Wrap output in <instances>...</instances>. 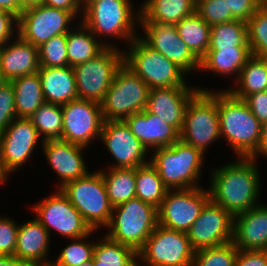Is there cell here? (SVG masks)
<instances>
[{"label":"cell","instance_id":"6da1fadb","mask_svg":"<svg viewBox=\"0 0 267 266\" xmlns=\"http://www.w3.org/2000/svg\"><path fill=\"white\" fill-rule=\"evenodd\" d=\"M253 158L237 157L235 161L213 168L210 173V199L233 217L259 205L261 172Z\"/></svg>","mask_w":267,"mask_h":266},{"label":"cell","instance_id":"7a4b0ae2","mask_svg":"<svg viewBox=\"0 0 267 266\" xmlns=\"http://www.w3.org/2000/svg\"><path fill=\"white\" fill-rule=\"evenodd\" d=\"M220 137L237 157L251 158L260 144L262 124L247 103L234 97L227 89L218 90Z\"/></svg>","mask_w":267,"mask_h":266},{"label":"cell","instance_id":"3957f363","mask_svg":"<svg viewBox=\"0 0 267 266\" xmlns=\"http://www.w3.org/2000/svg\"><path fill=\"white\" fill-rule=\"evenodd\" d=\"M133 6L132 0H97L83 11L81 21L106 47L117 48V43L103 41L109 36L127 46L139 35L140 10L134 11Z\"/></svg>","mask_w":267,"mask_h":266},{"label":"cell","instance_id":"277c9868","mask_svg":"<svg viewBox=\"0 0 267 266\" xmlns=\"http://www.w3.org/2000/svg\"><path fill=\"white\" fill-rule=\"evenodd\" d=\"M150 163L169 190L199 188L204 155L199 149L178 140L171 146L153 149Z\"/></svg>","mask_w":267,"mask_h":266},{"label":"cell","instance_id":"5b68a950","mask_svg":"<svg viewBox=\"0 0 267 266\" xmlns=\"http://www.w3.org/2000/svg\"><path fill=\"white\" fill-rule=\"evenodd\" d=\"M127 50V51H126ZM124 50V64L149 87H189L186 76L174 62L149 47L139 36ZM185 77V78H184Z\"/></svg>","mask_w":267,"mask_h":266},{"label":"cell","instance_id":"8992f818","mask_svg":"<svg viewBox=\"0 0 267 266\" xmlns=\"http://www.w3.org/2000/svg\"><path fill=\"white\" fill-rule=\"evenodd\" d=\"M157 225V208L139 198H133L113 207L105 234L138 252Z\"/></svg>","mask_w":267,"mask_h":266},{"label":"cell","instance_id":"52a82bcc","mask_svg":"<svg viewBox=\"0 0 267 266\" xmlns=\"http://www.w3.org/2000/svg\"><path fill=\"white\" fill-rule=\"evenodd\" d=\"M220 139L218 90H199L187 105L180 140L205 154Z\"/></svg>","mask_w":267,"mask_h":266},{"label":"cell","instance_id":"ba28073f","mask_svg":"<svg viewBox=\"0 0 267 266\" xmlns=\"http://www.w3.org/2000/svg\"><path fill=\"white\" fill-rule=\"evenodd\" d=\"M60 190L92 230L98 232L101 227L105 228L109 225L113 206L109 202L99 169L66 183Z\"/></svg>","mask_w":267,"mask_h":266},{"label":"cell","instance_id":"9c48e42d","mask_svg":"<svg viewBox=\"0 0 267 266\" xmlns=\"http://www.w3.org/2000/svg\"><path fill=\"white\" fill-rule=\"evenodd\" d=\"M148 93V85L123 63L101 103L104 120L124 121L145 110Z\"/></svg>","mask_w":267,"mask_h":266},{"label":"cell","instance_id":"30bf717a","mask_svg":"<svg viewBox=\"0 0 267 266\" xmlns=\"http://www.w3.org/2000/svg\"><path fill=\"white\" fill-rule=\"evenodd\" d=\"M124 49L106 47L91 60L73 67L78 98L101 104L116 71L124 63Z\"/></svg>","mask_w":267,"mask_h":266},{"label":"cell","instance_id":"8fae6325","mask_svg":"<svg viewBox=\"0 0 267 266\" xmlns=\"http://www.w3.org/2000/svg\"><path fill=\"white\" fill-rule=\"evenodd\" d=\"M194 252L185 232L158 224L137 252L138 266H192Z\"/></svg>","mask_w":267,"mask_h":266},{"label":"cell","instance_id":"7c38bea8","mask_svg":"<svg viewBox=\"0 0 267 266\" xmlns=\"http://www.w3.org/2000/svg\"><path fill=\"white\" fill-rule=\"evenodd\" d=\"M38 202L32 205V210L36 215L35 218L48 230L50 235L51 230H54L55 233L70 240L88 235L92 231L80 212L60 189Z\"/></svg>","mask_w":267,"mask_h":266},{"label":"cell","instance_id":"4fadbf2b","mask_svg":"<svg viewBox=\"0 0 267 266\" xmlns=\"http://www.w3.org/2000/svg\"><path fill=\"white\" fill-rule=\"evenodd\" d=\"M77 19L71 12L40 3L25 8L18 17V35L39 47L52 37L67 34Z\"/></svg>","mask_w":267,"mask_h":266},{"label":"cell","instance_id":"5bb4252c","mask_svg":"<svg viewBox=\"0 0 267 266\" xmlns=\"http://www.w3.org/2000/svg\"><path fill=\"white\" fill-rule=\"evenodd\" d=\"M62 115V140L85 148L100 140L105 121L101 104L76 98L62 105Z\"/></svg>","mask_w":267,"mask_h":266},{"label":"cell","instance_id":"9a60e30c","mask_svg":"<svg viewBox=\"0 0 267 266\" xmlns=\"http://www.w3.org/2000/svg\"><path fill=\"white\" fill-rule=\"evenodd\" d=\"M209 199L208 188L168 190L157 208L158 224L171 230L187 233Z\"/></svg>","mask_w":267,"mask_h":266},{"label":"cell","instance_id":"2e32d148","mask_svg":"<svg viewBox=\"0 0 267 266\" xmlns=\"http://www.w3.org/2000/svg\"><path fill=\"white\" fill-rule=\"evenodd\" d=\"M100 142L115 160L105 168H137L150 162V150L132 134L124 121H104Z\"/></svg>","mask_w":267,"mask_h":266},{"label":"cell","instance_id":"e0dca14e","mask_svg":"<svg viewBox=\"0 0 267 266\" xmlns=\"http://www.w3.org/2000/svg\"><path fill=\"white\" fill-rule=\"evenodd\" d=\"M186 234L194 250L226 244L233 240V216L209 199Z\"/></svg>","mask_w":267,"mask_h":266},{"label":"cell","instance_id":"ac0fdd59","mask_svg":"<svg viewBox=\"0 0 267 266\" xmlns=\"http://www.w3.org/2000/svg\"><path fill=\"white\" fill-rule=\"evenodd\" d=\"M139 26L144 30V34L139 37L153 50L174 62L187 75L200 69V60L182 41L175 25L139 22Z\"/></svg>","mask_w":267,"mask_h":266},{"label":"cell","instance_id":"d6986e66","mask_svg":"<svg viewBox=\"0 0 267 266\" xmlns=\"http://www.w3.org/2000/svg\"><path fill=\"white\" fill-rule=\"evenodd\" d=\"M41 142L43 141L29 118L16 117L11 122L0 134V153L11 174L23 168Z\"/></svg>","mask_w":267,"mask_h":266},{"label":"cell","instance_id":"ffe728a7","mask_svg":"<svg viewBox=\"0 0 267 266\" xmlns=\"http://www.w3.org/2000/svg\"><path fill=\"white\" fill-rule=\"evenodd\" d=\"M170 87L149 89L146 110L158 116L179 133L183 127L185 111L190 99L203 87Z\"/></svg>","mask_w":267,"mask_h":266},{"label":"cell","instance_id":"44dd1931","mask_svg":"<svg viewBox=\"0 0 267 266\" xmlns=\"http://www.w3.org/2000/svg\"><path fill=\"white\" fill-rule=\"evenodd\" d=\"M41 144L44 151L42 153L51 169L56 173L55 175L58 176L57 178L60 179L57 189L88 173L89 168L84 160V151L87 148L65 140H50Z\"/></svg>","mask_w":267,"mask_h":266},{"label":"cell","instance_id":"7402d4cb","mask_svg":"<svg viewBox=\"0 0 267 266\" xmlns=\"http://www.w3.org/2000/svg\"><path fill=\"white\" fill-rule=\"evenodd\" d=\"M238 250H267V205L259 204L233 217V240Z\"/></svg>","mask_w":267,"mask_h":266},{"label":"cell","instance_id":"603a6c76","mask_svg":"<svg viewBox=\"0 0 267 266\" xmlns=\"http://www.w3.org/2000/svg\"><path fill=\"white\" fill-rule=\"evenodd\" d=\"M132 134L149 150L171 146L180 139V133L146 109L124 120Z\"/></svg>","mask_w":267,"mask_h":266},{"label":"cell","instance_id":"cb8c5ba5","mask_svg":"<svg viewBox=\"0 0 267 266\" xmlns=\"http://www.w3.org/2000/svg\"><path fill=\"white\" fill-rule=\"evenodd\" d=\"M38 47L16 35L0 46V70L9 81L39 71Z\"/></svg>","mask_w":267,"mask_h":266},{"label":"cell","instance_id":"d4e9b609","mask_svg":"<svg viewBox=\"0 0 267 266\" xmlns=\"http://www.w3.org/2000/svg\"><path fill=\"white\" fill-rule=\"evenodd\" d=\"M50 237L48 230L36 218L22 222L17 231L14 256L39 265L52 263L48 259Z\"/></svg>","mask_w":267,"mask_h":266},{"label":"cell","instance_id":"484cf974","mask_svg":"<svg viewBox=\"0 0 267 266\" xmlns=\"http://www.w3.org/2000/svg\"><path fill=\"white\" fill-rule=\"evenodd\" d=\"M45 102L65 105L78 98L73 67H39Z\"/></svg>","mask_w":267,"mask_h":266},{"label":"cell","instance_id":"4316f807","mask_svg":"<svg viewBox=\"0 0 267 266\" xmlns=\"http://www.w3.org/2000/svg\"><path fill=\"white\" fill-rule=\"evenodd\" d=\"M140 5L139 22L176 25L196 12L195 0H145Z\"/></svg>","mask_w":267,"mask_h":266},{"label":"cell","instance_id":"83f0119b","mask_svg":"<svg viewBox=\"0 0 267 266\" xmlns=\"http://www.w3.org/2000/svg\"><path fill=\"white\" fill-rule=\"evenodd\" d=\"M252 56L250 48H220L208 50L200 60L199 71L211 72L220 76L235 77L237 80L240 71Z\"/></svg>","mask_w":267,"mask_h":266},{"label":"cell","instance_id":"f1b7e54d","mask_svg":"<svg viewBox=\"0 0 267 266\" xmlns=\"http://www.w3.org/2000/svg\"><path fill=\"white\" fill-rule=\"evenodd\" d=\"M74 25L75 28L72 27L67 33V58L70 67L95 58L106 48L80 19L78 25Z\"/></svg>","mask_w":267,"mask_h":266},{"label":"cell","instance_id":"f546056e","mask_svg":"<svg viewBox=\"0 0 267 266\" xmlns=\"http://www.w3.org/2000/svg\"><path fill=\"white\" fill-rule=\"evenodd\" d=\"M10 82L14 87L16 117L29 118L45 102L38 72Z\"/></svg>","mask_w":267,"mask_h":266},{"label":"cell","instance_id":"4dcf8cb0","mask_svg":"<svg viewBox=\"0 0 267 266\" xmlns=\"http://www.w3.org/2000/svg\"><path fill=\"white\" fill-rule=\"evenodd\" d=\"M233 83L234 87L227 90L242 100L250 94L267 90V58L252 55Z\"/></svg>","mask_w":267,"mask_h":266},{"label":"cell","instance_id":"1f68e13d","mask_svg":"<svg viewBox=\"0 0 267 266\" xmlns=\"http://www.w3.org/2000/svg\"><path fill=\"white\" fill-rule=\"evenodd\" d=\"M105 170L99 169L113 207L136 198V168L107 167Z\"/></svg>","mask_w":267,"mask_h":266},{"label":"cell","instance_id":"d6a6232c","mask_svg":"<svg viewBox=\"0 0 267 266\" xmlns=\"http://www.w3.org/2000/svg\"><path fill=\"white\" fill-rule=\"evenodd\" d=\"M102 235L94 246L93 266H138V254L132 247Z\"/></svg>","mask_w":267,"mask_h":266},{"label":"cell","instance_id":"836d02e7","mask_svg":"<svg viewBox=\"0 0 267 266\" xmlns=\"http://www.w3.org/2000/svg\"><path fill=\"white\" fill-rule=\"evenodd\" d=\"M175 26L182 41L201 60L209 49L211 26L197 12L183 18Z\"/></svg>","mask_w":267,"mask_h":266},{"label":"cell","instance_id":"e575fe53","mask_svg":"<svg viewBox=\"0 0 267 266\" xmlns=\"http://www.w3.org/2000/svg\"><path fill=\"white\" fill-rule=\"evenodd\" d=\"M220 48H250L247 22L235 19L211 26L208 50Z\"/></svg>","mask_w":267,"mask_h":266},{"label":"cell","instance_id":"d590c367","mask_svg":"<svg viewBox=\"0 0 267 266\" xmlns=\"http://www.w3.org/2000/svg\"><path fill=\"white\" fill-rule=\"evenodd\" d=\"M168 190L150 162L136 168V198L158 208Z\"/></svg>","mask_w":267,"mask_h":266},{"label":"cell","instance_id":"8d00e7d4","mask_svg":"<svg viewBox=\"0 0 267 266\" xmlns=\"http://www.w3.org/2000/svg\"><path fill=\"white\" fill-rule=\"evenodd\" d=\"M29 119L37 129L42 141L62 140V106L44 102Z\"/></svg>","mask_w":267,"mask_h":266},{"label":"cell","instance_id":"74e56055","mask_svg":"<svg viewBox=\"0 0 267 266\" xmlns=\"http://www.w3.org/2000/svg\"><path fill=\"white\" fill-rule=\"evenodd\" d=\"M96 231L92 230L88 235L77 239H70L71 243L61 249L59 255L56 256L57 258L52 263L55 266H79L83 262L91 260L96 242L87 238H91L90 236L96 233Z\"/></svg>","mask_w":267,"mask_h":266},{"label":"cell","instance_id":"f35d334b","mask_svg":"<svg viewBox=\"0 0 267 266\" xmlns=\"http://www.w3.org/2000/svg\"><path fill=\"white\" fill-rule=\"evenodd\" d=\"M238 249L234 243L195 250L192 266H235Z\"/></svg>","mask_w":267,"mask_h":266},{"label":"cell","instance_id":"ab89813d","mask_svg":"<svg viewBox=\"0 0 267 266\" xmlns=\"http://www.w3.org/2000/svg\"><path fill=\"white\" fill-rule=\"evenodd\" d=\"M252 55L267 58V9L259 8L247 21Z\"/></svg>","mask_w":267,"mask_h":266},{"label":"cell","instance_id":"60d3db41","mask_svg":"<svg viewBox=\"0 0 267 266\" xmlns=\"http://www.w3.org/2000/svg\"><path fill=\"white\" fill-rule=\"evenodd\" d=\"M40 67H67V34L52 37L38 47Z\"/></svg>","mask_w":267,"mask_h":266},{"label":"cell","instance_id":"b9f144b4","mask_svg":"<svg viewBox=\"0 0 267 266\" xmlns=\"http://www.w3.org/2000/svg\"><path fill=\"white\" fill-rule=\"evenodd\" d=\"M196 12L210 26L236 19L228 11L226 0H199L196 2Z\"/></svg>","mask_w":267,"mask_h":266},{"label":"cell","instance_id":"7bdbcfd3","mask_svg":"<svg viewBox=\"0 0 267 266\" xmlns=\"http://www.w3.org/2000/svg\"><path fill=\"white\" fill-rule=\"evenodd\" d=\"M16 118L14 87L11 82L0 89V134Z\"/></svg>","mask_w":267,"mask_h":266},{"label":"cell","instance_id":"ee69618b","mask_svg":"<svg viewBox=\"0 0 267 266\" xmlns=\"http://www.w3.org/2000/svg\"><path fill=\"white\" fill-rule=\"evenodd\" d=\"M18 227L19 224H16L14 220L0 215V255L15 254Z\"/></svg>","mask_w":267,"mask_h":266},{"label":"cell","instance_id":"f6af8a7d","mask_svg":"<svg viewBox=\"0 0 267 266\" xmlns=\"http://www.w3.org/2000/svg\"><path fill=\"white\" fill-rule=\"evenodd\" d=\"M228 11L237 20L247 22L253 14L260 8L258 0H226Z\"/></svg>","mask_w":267,"mask_h":266},{"label":"cell","instance_id":"bcb514c9","mask_svg":"<svg viewBox=\"0 0 267 266\" xmlns=\"http://www.w3.org/2000/svg\"><path fill=\"white\" fill-rule=\"evenodd\" d=\"M18 35V18L7 11L0 10V46L14 40Z\"/></svg>","mask_w":267,"mask_h":266},{"label":"cell","instance_id":"7dc6e473","mask_svg":"<svg viewBox=\"0 0 267 266\" xmlns=\"http://www.w3.org/2000/svg\"><path fill=\"white\" fill-rule=\"evenodd\" d=\"M244 101L261 124L267 123V90L250 94Z\"/></svg>","mask_w":267,"mask_h":266},{"label":"cell","instance_id":"c3c4849f","mask_svg":"<svg viewBox=\"0 0 267 266\" xmlns=\"http://www.w3.org/2000/svg\"><path fill=\"white\" fill-rule=\"evenodd\" d=\"M235 266H267V250H238Z\"/></svg>","mask_w":267,"mask_h":266},{"label":"cell","instance_id":"681fc988","mask_svg":"<svg viewBox=\"0 0 267 266\" xmlns=\"http://www.w3.org/2000/svg\"><path fill=\"white\" fill-rule=\"evenodd\" d=\"M42 3L50 7L69 11L75 17L78 16L77 18L80 15V19L82 18L83 12L80 10L77 0H42Z\"/></svg>","mask_w":267,"mask_h":266},{"label":"cell","instance_id":"f907efd6","mask_svg":"<svg viewBox=\"0 0 267 266\" xmlns=\"http://www.w3.org/2000/svg\"><path fill=\"white\" fill-rule=\"evenodd\" d=\"M0 266H40L39 264L12 256L0 255Z\"/></svg>","mask_w":267,"mask_h":266},{"label":"cell","instance_id":"816d5d0a","mask_svg":"<svg viewBox=\"0 0 267 266\" xmlns=\"http://www.w3.org/2000/svg\"><path fill=\"white\" fill-rule=\"evenodd\" d=\"M0 10L10 12L18 18L24 8L20 5V0H0Z\"/></svg>","mask_w":267,"mask_h":266},{"label":"cell","instance_id":"f5cc1de1","mask_svg":"<svg viewBox=\"0 0 267 266\" xmlns=\"http://www.w3.org/2000/svg\"><path fill=\"white\" fill-rule=\"evenodd\" d=\"M259 156H264L263 158L267 159V123L262 124L260 144L258 146L256 153L251 158L257 160L256 157L259 158Z\"/></svg>","mask_w":267,"mask_h":266},{"label":"cell","instance_id":"db71d44e","mask_svg":"<svg viewBox=\"0 0 267 266\" xmlns=\"http://www.w3.org/2000/svg\"><path fill=\"white\" fill-rule=\"evenodd\" d=\"M10 171L5 167L3 158L0 153V184L2 185L3 183L6 184L8 182V178L10 176ZM7 181V182H6Z\"/></svg>","mask_w":267,"mask_h":266},{"label":"cell","instance_id":"11a10c76","mask_svg":"<svg viewBox=\"0 0 267 266\" xmlns=\"http://www.w3.org/2000/svg\"><path fill=\"white\" fill-rule=\"evenodd\" d=\"M42 3V0H20V5L25 9Z\"/></svg>","mask_w":267,"mask_h":266},{"label":"cell","instance_id":"9f6ffc18","mask_svg":"<svg viewBox=\"0 0 267 266\" xmlns=\"http://www.w3.org/2000/svg\"><path fill=\"white\" fill-rule=\"evenodd\" d=\"M95 1L97 0H77L79 8L81 9L82 12Z\"/></svg>","mask_w":267,"mask_h":266},{"label":"cell","instance_id":"6f0895ef","mask_svg":"<svg viewBox=\"0 0 267 266\" xmlns=\"http://www.w3.org/2000/svg\"><path fill=\"white\" fill-rule=\"evenodd\" d=\"M10 81L6 78L3 72L0 70V89H2Z\"/></svg>","mask_w":267,"mask_h":266},{"label":"cell","instance_id":"680465c9","mask_svg":"<svg viewBox=\"0 0 267 266\" xmlns=\"http://www.w3.org/2000/svg\"><path fill=\"white\" fill-rule=\"evenodd\" d=\"M259 7L267 9V0H258Z\"/></svg>","mask_w":267,"mask_h":266},{"label":"cell","instance_id":"91938a15","mask_svg":"<svg viewBox=\"0 0 267 266\" xmlns=\"http://www.w3.org/2000/svg\"><path fill=\"white\" fill-rule=\"evenodd\" d=\"M79 266H93V258L91 260H89V261L83 262Z\"/></svg>","mask_w":267,"mask_h":266},{"label":"cell","instance_id":"94428289","mask_svg":"<svg viewBox=\"0 0 267 266\" xmlns=\"http://www.w3.org/2000/svg\"><path fill=\"white\" fill-rule=\"evenodd\" d=\"M40 266H55L53 263H49V264H43V265H40Z\"/></svg>","mask_w":267,"mask_h":266}]
</instances>
